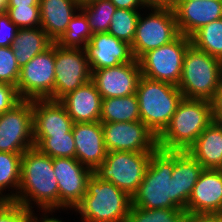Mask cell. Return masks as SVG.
Wrapping results in <instances>:
<instances>
[{"label":"cell","instance_id":"1","mask_svg":"<svg viewBox=\"0 0 222 222\" xmlns=\"http://www.w3.org/2000/svg\"><path fill=\"white\" fill-rule=\"evenodd\" d=\"M14 201L30 210L33 208L31 201L39 209L59 210V188L53 170V158L35 146L22 155L21 181Z\"/></svg>","mask_w":222,"mask_h":222},{"label":"cell","instance_id":"2","mask_svg":"<svg viewBox=\"0 0 222 222\" xmlns=\"http://www.w3.org/2000/svg\"><path fill=\"white\" fill-rule=\"evenodd\" d=\"M212 122L211 101L183 98L169 124L157 137L158 148L166 151H187Z\"/></svg>","mask_w":222,"mask_h":222},{"label":"cell","instance_id":"3","mask_svg":"<svg viewBox=\"0 0 222 222\" xmlns=\"http://www.w3.org/2000/svg\"><path fill=\"white\" fill-rule=\"evenodd\" d=\"M173 151L157 148L151 155L144 178L131 197V206L145 209H181L176 204Z\"/></svg>","mask_w":222,"mask_h":222},{"label":"cell","instance_id":"4","mask_svg":"<svg viewBox=\"0 0 222 222\" xmlns=\"http://www.w3.org/2000/svg\"><path fill=\"white\" fill-rule=\"evenodd\" d=\"M131 208V197L94 173L87 181L86 194L74 208L82 222H125Z\"/></svg>","mask_w":222,"mask_h":222},{"label":"cell","instance_id":"5","mask_svg":"<svg viewBox=\"0 0 222 222\" xmlns=\"http://www.w3.org/2000/svg\"><path fill=\"white\" fill-rule=\"evenodd\" d=\"M222 84V60L191 44L185 53L178 89L183 98L211 101Z\"/></svg>","mask_w":222,"mask_h":222},{"label":"cell","instance_id":"6","mask_svg":"<svg viewBox=\"0 0 222 222\" xmlns=\"http://www.w3.org/2000/svg\"><path fill=\"white\" fill-rule=\"evenodd\" d=\"M136 95L140 121L158 137L169 124L177 105L183 99L176 85L141 76Z\"/></svg>","mask_w":222,"mask_h":222},{"label":"cell","instance_id":"7","mask_svg":"<svg viewBox=\"0 0 222 222\" xmlns=\"http://www.w3.org/2000/svg\"><path fill=\"white\" fill-rule=\"evenodd\" d=\"M153 152L111 151L93 171L103 181H109L130 197L141 184Z\"/></svg>","mask_w":222,"mask_h":222},{"label":"cell","instance_id":"8","mask_svg":"<svg viewBox=\"0 0 222 222\" xmlns=\"http://www.w3.org/2000/svg\"><path fill=\"white\" fill-rule=\"evenodd\" d=\"M191 44L190 37L180 34L170 43L144 53L138 59L142 75L178 86L184 56Z\"/></svg>","mask_w":222,"mask_h":222},{"label":"cell","instance_id":"9","mask_svg":"<svg viewBox=\"0 0 222 222\" xmlns=\"http://www.w3.org/2000/svg\"><path fill=\"white\" fill-rule=\"evenodd\" d=\"M149 10L151 12L147 17L140 14L131 44L136 60L144 53L168 44L180 35L174 9L151 7Z\"/></svg>","mask_w":222,"mask_h":222},{"label":"cell","instance_id":"10","mask_svg":"<svg viewBox=\"0 0 222 222\" xmlns=\"http://www.w3.org/2000/svg\"><path fill=\"white\" fill-rule=\"evenodd\" d=\"M55 42L20 68L16 86L21 100H54Z\"/></svg>","mask_w":222,"mask_h":222},{"label":"cell","instance_id":"11","mask_svg":"<svg viewBox=\"0 0 222 222\" xmlns=\"http://www.w3.org/2000/svg\"><path fill=\"white\" fill-rule=\"evenodd\" d=\"M32 100H21L0 114V152L24 153L34 147Z\"/></svg>","mask_w":222,"mask_h":222},{"label":"cell","instance_id":"12","mask_svg":"<svg viewBox=\"0 0 222 222\" xmlns=\"http://www.w3.org/2000/svg\"><path fill=\"white\" fill-rule=\"evenodd\" d=\"M91 80L84 48L62 47L55 43L54 101Z\"/></svg>","mask_w":222,"mask_h":222},{"label":"cell","instance_id":"13","mask_svg":"<svg viewBox=\"0 0 222 222\" xmlns=\"http://www.w3.org/2000/svg\"><path fill=\"white\" fill-rule=\"evenodd\" d=\"M105 146L111 151L154 152L157 137L141 121L101 123Z\"/></svg>","mask_w":222,"mask_h":222},{"label":"cell","instance_id":"14","mask_svg":"<svg viewBox=\"0 0 222 222\" xmlns=\"http://www.w3.org/2000/svg\"><path fill=\"white\" fill-rule=\"evenodd\" d=\"M53 170L59 188V209H74L86 194L93 171L76 158H53Z\"/></svg>","mask_w":222,"mask_h":222},{"label":"cell","instance_id":"15","mask_svg":"<svg viewBox=\"0 0 222 222\" xmlns=\"http://www.w3.org/2000/svg\"><path fill=\"white\" fill-rule=\"evenodd\" d=\"M141 76L139 62L136 59L115 67L91 70V81L102 99L136 94Z\"/></svg>","mask_w":222,"mask_h":222},{"label":"cell","instance_id":"16","mask_svg":"<svg viewBox=\"0 0 222 222\" xmlns=\"http://www.w3.org/2000/svg\"><path fill=\"white\" fill-rule=\"evenodd\" d=\"M84 51L90 70L115 67L135 59L131 45L108 32L94 33Z\"/></svg>","mask_w":222,"mask_h":222},{"label":"cell","instance_id":"17","mask_svg":"<svg viewBox=\"0 0 222 222\" xmlns=\"http://www.w3.org/2000/svg\"><path fill=\"white\" fill-rule=\"evenodd\" d=\"M185 211L222 215L221 169H203L191 192Z\"/></svg>","mask_w":222,"mask_h":222},{"label":"cell","instance_id":"18","mask_svg":"<svg viewBox=\"0 0 222 222\" xmlns=\"http://www.w3.org/2000/svg\"><path fill=\"white\" fill-rule=\"evenodd\" d=\"M173 9L180 34L188 37L222 18V0H178Z\"/></svg>","mask_w":222,"mask_h":222},{"label":"cell","instance_id":"19","mask_svg":"<svg viewBox=\"0 0 222 222\" xmlns=\"http://www.w3.org/2000/svg\"><path fill=\"white\" fill-rule=\"evenodd\" d=\"M72 134L75 142V158L94 171L106 158L101 122L74 123Z\"/></svg>","mask_w":222,"mask_h":222},{"label":"cell","instance_id":"20","mask_svg":"<svg viewBox=\"0 0 222 222\" xmlns=\"http://www.w3.org/2000/svg\"><path fill=\"white\" fill-rule=\"evenodd\" d=\"M33 137L65 135L74 124L65 106L60 101L50 99L32 100Z\"/></svg>","mask_w":222,"mask_h":222},{"label":"cell","instance_id":"21","mask_svg":"<svg viewBox=\"0 0 222 222\" xmlns=\"http://www.w3.org/2000/svg\"><path fill=\"white\" fill-rule=\"evenodd\" d=\"M101 101L102 97L91 80L60 100L74 123L100 121Z\"/></svg>","mask_w":222,"mask_h":222},{"label":"cell","instance_id":"22","mask_svg":"<svg viewBox=\"0 0 222 222\" xmlns=\"http://www.w3.org/2000/svg\"><path fill=\"white\" fill-rule=\"evenodd\" d=\"M40 27L56 42L67 30L80 5L75 0H40Z\"/></svg>","mask_w":222,"mask_h":222},{"label":"cell","instance_id":"23","mask_svg":"<svg viewBox=\"0 0 222 222\" xmlns=\"http://www.w3.org/2000/svg\"><path fill=\"white\" fill-rule=\"evenodd\" d=\"M203 171L202 165L187 151H173V173L176 186V204L186 210L191 192Z\"/></svg>","mask_w":222,"mask_h":222},{"label":"cell","instance_id":"24","mask_svg":"<svg viewBox=\"0 0 222 222\" xmlns=\"http://www.w3.org/2000/svg\"><path fill=\"white\" fill-rule=\"evenodd\" d=\"M187 152L202 165L203 169H221L222 124L213 121Z\"/></svg>","mask_w":222,"mask_h":222},{"label":"cell","instance_id":"25","mask_svg":"<svg viewBox=\"0 0 222 222\" xmlns=\"http://www.w3.org/2000/svg\"><path fill=\"white\" fill-rule=\"evenodd\" d=\"M53 44L41 27L21 28L12 42L11 48L20 68L26 65L34 56L44 52Z\"/></svg>","mask_w":222,"mask_h":222},{"label":"cell","instance_id":"26","mask_svg":"<svg viewBox=\"0 0 222 222\" xmlns=\"http://www.w3.org/2000/svg\"><path fill=\"white\" fill-rule=\"evenodd\" d=\"M132 121H140L139 104L136 94L102 99L101 123Z\"/></svg>","mask_w":222,"mask_h":222},{"label":"cell","instance_id":"27","mask_svg":"<svg viewBox=\"0 0 222 222\" xmlns=\"http://www.w3.org/2000/svg\"><path fill=\"white\" fill-rule=\"evenodd\" d=\"M23 153L0 152V201H14L19 191L21 181V159ZM15 193L2 192L7 188ZM11 194V195H10Z\"/></svg>","mask_w":222,"mask_h":222},{"label":"cell","instance_id":"28","mask_svg":"<svg viewBox=\"0 0 222 222\" xmlns=\"http://www.w3.org/2000/svg\"><path fill=\"white\" fill-rule=\"evenodd\" d=\"M190 38L197 49L222 60V18L202 26Z\"/></svg>","mask_w":222,"mask_h":222},{"label":"cell","instance_id":"29","mask_svg":"<svg viewBox=\"0 0 222 222\" xmlns=\"http://www.w3.org/2000/svg\"><path fill=\"white\" fill-rule=\"evenodd\" d=\"M92 35L88 19L84 12L79 9L70 20L67 30L55 43L62 47L84 48Z\"/></svg>","mask_w":222,"mask_h":222},{"label":"cell","instance_id":"30","mask_svg":"<svg viewBox=\"0 0 222 222\" xmlns=\"http://www.w3.org/2000/svg\"><path fill=\"white\" fill-rule=\"evenodd\" d=\"M90 25L92 33L108 32L116 6L110 0H94L80 6Z\"/></svg>","mask_w":222,"mask_h":222},{"label":"cell","instance_id":"31","mask_svg":"<svg viewBox=\"0 0 222 222\" xmlns=\"http://www.w3.org/2000/svg\"><path fill=\"white\" fill-rule=\"evenodd\" d=\"M34 146L51 158H75L76 148L72 130L65 135L33 137Z\"/></svg>","mask_w":222,"mask_h":222},{"label":"cell","instance_id":"32","mask_svg":"<svg viewBox=\"0 0 222 222\" xmlns=\"http://www.w3.org/2000/svg\"><path fill=\"white\" fill-rule=\"evenodd\" d=\"M139 10L119 9L117 8L112 20L108 33L117 39L132 44L137 22L140 16Z\"/></svg>","mask_w":222,"mask_h":222},{"label":"cell","instance_id":"33","mask_svg":"<svg viewBox=\"0 0 222 222\" xmlns=\"http://www.w3.org/2000/svg\"><path fill=\"white\" fill-rule=\"evenodd\" d=\"M182 209H145L131 206L125 222H184Z\"/></svg>","mask_w":222,"mask_h":222},{"label":"cell","instance_id":"34","mask_svg":"<svg viewBox=\"0 0 222 222\" xmlns=\"http://www.w3.org/2000/svg\"><path fill=\"white\" fill-rule=\"evenodd\" d=\"M5 13L19 29L40 27V6H6Z\"/></svg>","mask_w":222,"mask_h":222},{"label":"cell","instance_id":"35","mask_svg":"<svg viewBox=\"0 0 222 222\" xmlns=\"http://www.w3.org/2000/svg\"><path fill=\"white\" fill-rule=\"evenodd\" d=\"M20 67L11 47H0V83L17 86Z\"/></svg>","mask_w":222,"mask_h":222},{"label":"cell","instance_id":"36","mask_svg":"<svg viewBox=\"0 0 222 222\" xmlns=\"http://www.w3.org/2000/svg\"><path fill=\"white\" fill-rule=\"evenodd\" d=\"M31 211L15 201H0V222H30Z\"/></svg>","mask_w":222,"mask_h":222},{"label":"cell","instance_id":"37","mask_svg":"<svg viewBox=\"0 0 222 222\" xmlns=\"http://www.w3.org/2000/svg\"><path fill=\"white\" fill-rule=\"evenodd\" d=\"M18 29L6 13H0V47H11Z\"/></svg>","mask_w":222,"mask_h":222},{"label":"cell","instance_id":"38","mask_svg":"<svg viewBox=\"0 0 222 222\" xmlns=\"http://www.w3.org/2000/svg\"><path fill=\"white\" fill-rule=\"evenodd\" d=\"M20 101L15 86L0 83V114L11 110Z\"/></svg>","mask_w":222,"mask_h":222},{"label":"cell","instance_id":"39","mask_svg":"<svg viewBox=\"0 0 222 222\" xmlns=\"http://www.w3.org/2000/svg\"><path fill=\"white\" fill-rule=\"evenodd\" d=\"M184 222H222V215L219 214H185Z\"/></svg>","mask_w":222,"mask_h":222},{"label":"cell","instance_id":"40","mask_svg":"<svg viewBox=\"0 0 222 222\" xmlns=\"http://www.w3.org/2000/svg\"><path fill=\"white\" fill-rule=\"evenodd\" d=\"M211 103L213 121L222 124V84L214 98L211 100Z\"/></svg>","mask_w":222,"mask_h":222},{"label":"cell","instance_id":"41","mask_svg":"<svg viewBox=\"0 0 222 222\" xmlns=\"http://www.w3.org/2000/svg\"><path fill=\"white\" fill-rule=\"evenodd\" d=\"M116 8L119 9H130V10H140L142 8H147L144 0H110ZM139 7V8H138Z\"/></svg>","mask_w":222,"mask_h":222},{"label":"cell","instance_id":"42","mask_svg":"<svg viewBox=\"0 0 222 222\" xmlns=\"http://www.w3.org/2000/svg\"><path fill=\"white\" fill-rule=\"evenodd\" d=\"M178 0H144L147 8H174Z\"/></svg>","mask_w":222,"mask_h":222},{"label":"cell","instance_id":"43","mask_svg":"<svg viewBox=\"0 0 222 222\" xmlns=\"http://www.w3.org/2000/svg\"><path fill=\"white\" fill-rule=\"evenodd\" d=\"M42 212H44L43 213V216L41 217V219H40V217H39V220H38V218L35 216V213H33V211L34 210H32L31 212V214H32V216H31V220L33 221V222H64V221H62V220H60V219H57V218H54V216L53 217H49L50 215H48L47 213H50V212H55V209H40Z\"/></svg>","mask_w":222,"mask_h":222},{"label":"cell","instance_id":"44","mask_svg":"<svg viewBox=\"0 0 222 222\" xmlns=\"http://www.w3.org/2000/svg\"><path fill=\"white\" fill-rule=\"evenodd\" d=\"M40 0H8L6 6H39Z\"/></svg>","mask_w":222,"mask_h":222},{"label":"cell","instance_id":"45","mask_svg":"<svg viewBox=\"0 0 222 222\" xmlns=\"http://www.w3.org/2000/svg\"><path fill=\"white\" fill-rule=\"evenodd\" d=\"M8 0H0V13L6 12V5Z\"/></svg>","mask_w":222,"mask_h":222},{"label":"cell","instance_id":"46","mask_svg":"<svg viewBox=\"0 0 222 222\" xmlns=\"http://www.w3.org/2000/svg\"><path fill=\"white\" fill-rule=\"evenodd\" d=\"M80 6L92 2L94 0H75Z\"/></svg>","mask_w":222,"mask_h":222}]
</instances>
